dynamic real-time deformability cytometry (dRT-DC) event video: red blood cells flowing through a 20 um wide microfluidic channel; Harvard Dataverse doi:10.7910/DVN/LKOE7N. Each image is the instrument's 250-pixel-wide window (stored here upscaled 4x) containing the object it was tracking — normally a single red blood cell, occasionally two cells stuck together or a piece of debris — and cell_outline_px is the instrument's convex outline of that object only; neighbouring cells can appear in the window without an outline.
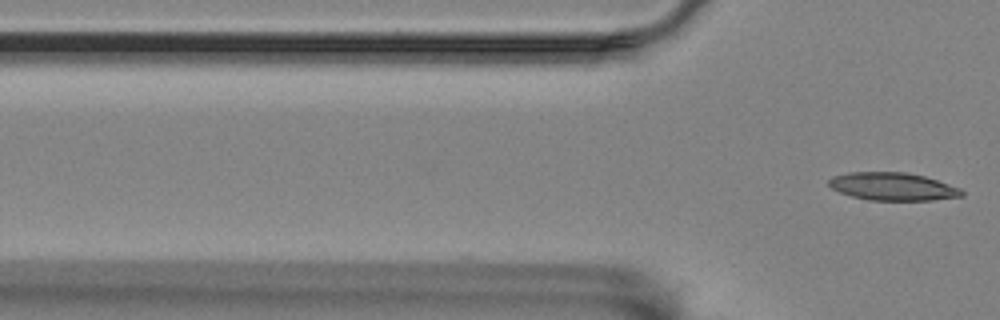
{"species": "Egyptian fruit bat (a non-hibernating species)", "species_latin": "Rousettus aegyptiacus", "temperature_condition": "room temperature", "stored_images_in_passage": 2, "camera_frame_rate_fps": 3000, "um_per_image_px": 0.085, "animal": {"sex": "female"}, "frame": {"image": 1, "passage_image": 2, "time_ms": 1.333, "image_size_px": [1000, 320], "cell_outline_px": [[964, 196], [932, 200], [868, 200], [852, 196], [840, 192], [832, 188], [828, 184], [828, 180], [832, 176], [848, 172], [908, 172], [924, 176], [960, 188], [964, 192]], "centroid_in_image_um": [75.87, 15.85], "position_along_channel_um": 49.9, "area_um2": 21.56}}